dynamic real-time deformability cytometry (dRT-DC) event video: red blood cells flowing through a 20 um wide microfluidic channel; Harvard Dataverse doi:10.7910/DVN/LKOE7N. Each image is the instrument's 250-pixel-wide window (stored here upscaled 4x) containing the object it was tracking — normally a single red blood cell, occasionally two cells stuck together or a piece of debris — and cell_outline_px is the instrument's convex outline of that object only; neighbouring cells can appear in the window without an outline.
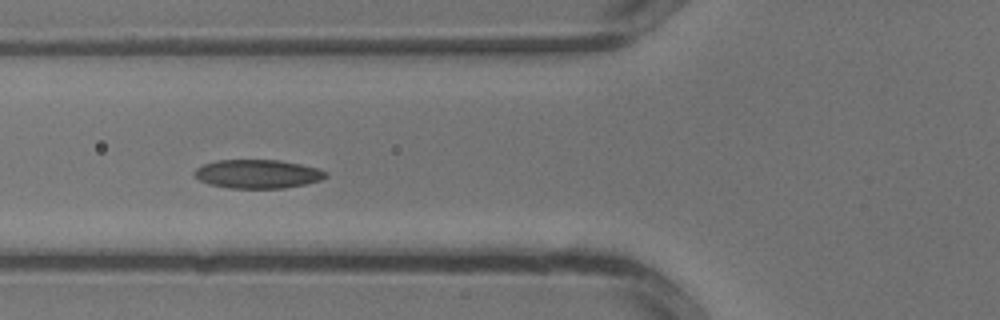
{"species": "common noctule bat (a hibernating species)", "species_latin": "Nyctalus noctula", "temperature_condition": "warm", "stored_images_in_passage": 20, "camera_frame_rate_fps": 3000, "um_per_image_px": 0.085, "animal": {"sex": "male", "body_mass_g": 13.3}, "frame": {"image": 1, "passage_image": 9, "time_ms": 2.667, "image_size_px": [1000, 320], "cell_outline_px": [[328, 176], [320, 180], [304, 184], [284, 188], [228, 188], [208, 184], [200, 180], [192, 172], [196, 168], [204, 164], [216, 160], [280, 160], [300, 164], [316, 168], [328, 172]], "centroid_in_image_um": [21.88, 14.78], "position_along_channel_um": 103.9, "area_um2": 21.96}}
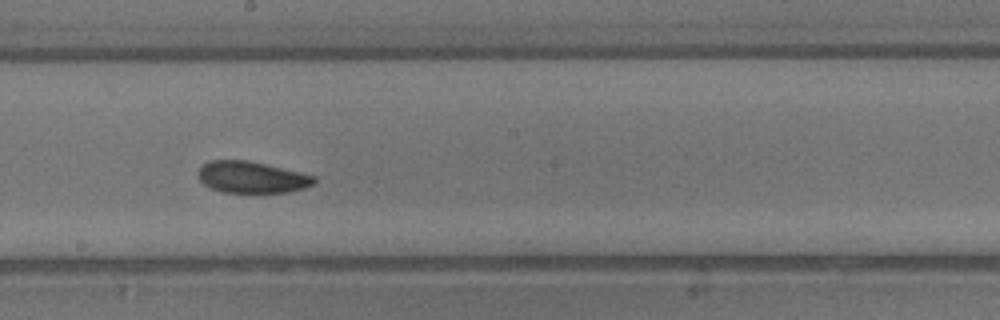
{"frame": {"image": 2, "passage_image": 15, "time_ms": 4.667, "image_size_px": [1000, 320], "cell_outline_px": [[316, 180], [312, 184], [304, 188], [292, 192], [224, 192], [212, 188], [204, 184], [200, 180], [196, 172], [208, 160], [248, 160], [300, 172], [316, 176]], "centroid_in_image_um": [21.39, 15.06], "position_along_channel_um": 226.8, "area_um2": 21.27}}
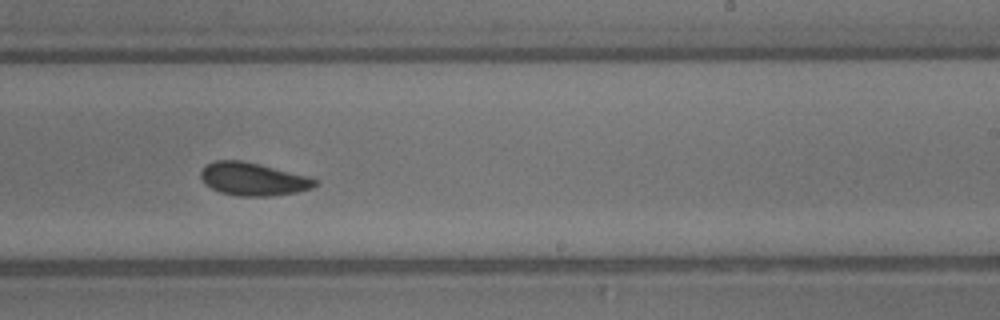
{"frame": {"image": 3, "passage_image": 17, "time_ms": 5.333, "image_size_px": [1000, 320], "cell_outline_px": [[316, 184], [312, 188], [296, 192], [268, 196], [240, 196], [220, 192], [204, 184], [200, 176], [200, 172], [208, 164], [216, 160], [240, 160], [308, 176], [316, 180]], "centroid_in_image_um": [21.48, 15.23], "position_along_channel_um": 267.5, "area_um2": 21.56}}